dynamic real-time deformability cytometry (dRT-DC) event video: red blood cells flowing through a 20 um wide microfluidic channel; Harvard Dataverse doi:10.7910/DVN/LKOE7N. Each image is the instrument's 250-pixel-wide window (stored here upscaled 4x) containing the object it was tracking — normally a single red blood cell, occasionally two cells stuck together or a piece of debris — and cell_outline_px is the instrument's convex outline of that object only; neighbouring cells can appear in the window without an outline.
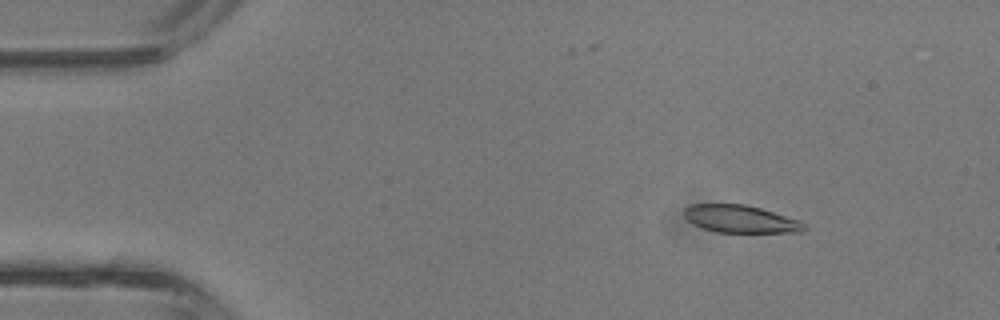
{"species": "common noctule bat (a hibernating species)", "species_latin": "Nyctalus noctula", "temperature_condition": "room temperature", "stored_images_in_passage": 43, "camera_frame_rate_fps": 3000, "um_per_image_px": 0.085, "animal": {"sex": "male", "body_mass_g": 13.3}, "frame": {"image": 1, "passage_image": 6, "time_ms": 1.667, "image_size_px": [1000, 320], "cell_outline_px": [[808, 228], [804, 232], [716, 232], [700, 228], [692, 224], [684, 216], [684, 208], [692, 204], [744, 204], [760, 208], [800, 220]], "centroid_in_image_um": [62.93, 18.62], "position_along_channel_um": 22.1, "area_um2": 19.36}}
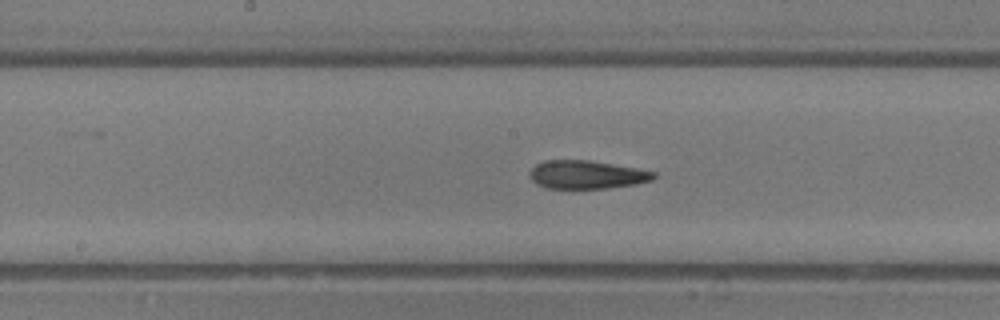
{"frame": {"image": 2, "passage_image": 22, "time_ms": 7.0, "image_size_px": [1000, 320], "cell_outline_px": [[656, 176], [652, 180], [636, 184], [608, 188], [544, 188], [536, 184], [528, 176], [528, 172], [536, 164], [544, 160], [588, 160], [636, 168], [656, 172]], "centroid_in_image_um": [49.83, 14.85], "position_along_channel_um": 198.4, "area_um2": 20.52}}
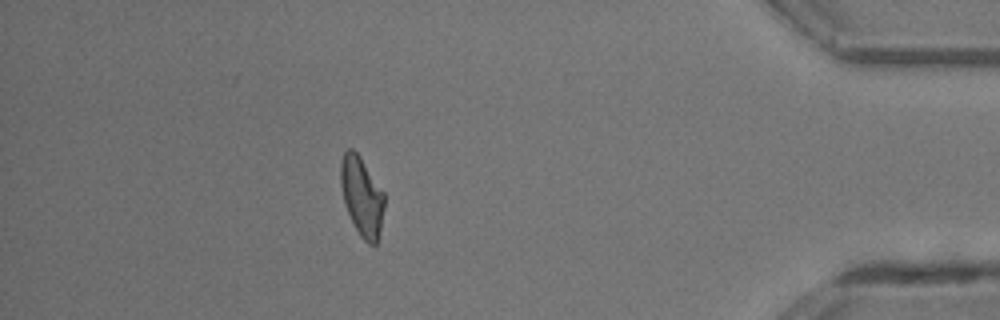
{"frame": {"image": 3, "passage_image": 38, "time_ms": 12.333, "image_size_px": [1000, 320], "cell_outline_px": [[384, 208], [380, 228], [376, 244], [368, 244], [360, 236], [344, 204], [340, 184], [340, 164], [344, 152], [348, 148], [352, 148], [360, 156], [384, 192]], "centroid_in_image_um": [30.74, 16.66], "position_along_channel_um": 404.5, "area_um2": 20.0}, "authors_computed_cell_mechanics": {"area_um2": 20.6346, "velocity_mm_per_s": 4.7959, "shape_relaxation_time_tau1_ms": 5.8206, "shape_relaxation_time_tau2_ms": 1.8323, "deformation_change_tau1": 0.2154, "deformation_change_tau2": 0.0963}}